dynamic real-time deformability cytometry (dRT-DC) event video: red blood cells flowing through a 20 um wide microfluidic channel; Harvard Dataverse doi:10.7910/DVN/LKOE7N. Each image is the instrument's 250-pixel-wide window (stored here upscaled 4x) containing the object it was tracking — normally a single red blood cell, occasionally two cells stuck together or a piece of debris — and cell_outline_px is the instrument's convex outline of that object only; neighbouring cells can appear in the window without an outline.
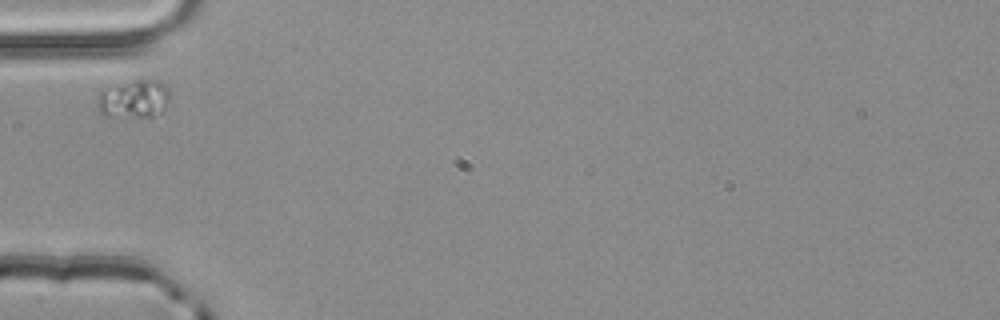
{"species": "common noctule bat (a hibernating species)", "species_latin": "Nyctalus noctula", "temperature_condition": "room temperature", "stored_images_in_passage": 2, "camera_frame_rate_fps": 3000, "um_per_image_px": 0.085, "animal": {"sex": "male", "body_mass_g": 20.4}, "frame": {"image": 1, "passage_image": 1, "time_ms": 0.0, "image_size_px": [1000, 320], "cell_outline_px": [[168, 100], [160, 112], [152, 116], [104, 116], [100, 112], [96, 104], [96, 100], [100, 92], [104, 88], [136, 80], [156, 80], [164, 84], [168, 88]], "centroid_in_image_um": [11.32, 8.4], "position_along_channel_um": 73.7, "area_um2": 15.78}}